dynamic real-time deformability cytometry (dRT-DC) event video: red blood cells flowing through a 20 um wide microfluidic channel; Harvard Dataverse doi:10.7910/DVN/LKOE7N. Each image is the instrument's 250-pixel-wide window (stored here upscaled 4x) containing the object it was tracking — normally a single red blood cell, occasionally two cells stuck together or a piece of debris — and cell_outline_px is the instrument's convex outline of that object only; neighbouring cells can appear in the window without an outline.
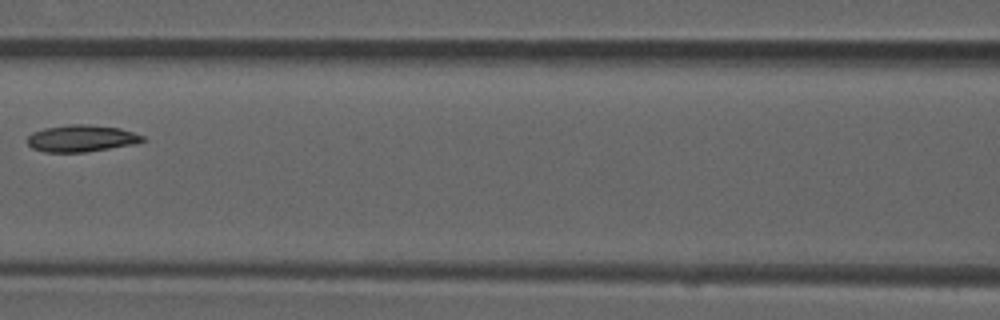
{"species": "common noctule bat (a hibernating species)", "species_latin": "Nyctalus noctula", "temperature_condition": "room temperature", "stored_images_in_passage": 7, "camera_frame_rate_fps": 3000, "um_per_image_px": 0.085, "animal": {"sex": "male", "forearm_length_mm": 52.5}, "frame": {"image": 1, "passage_image": 7, "time_ms": 2.0, "image_size_px": [1000, 320], "cell_outline_px": [[144, 140], [132, 144], [84, 152], [44, 152], [32, 148], [28, 144], [28, 136], [32, 132], [44, 128], [68, 124], [88, 124], [120, 128], [144, 136]], "centroid_in_image_um": [6.87, 11.75], "position_along_channel_um": 159.7, "area_um2": 17.86}}